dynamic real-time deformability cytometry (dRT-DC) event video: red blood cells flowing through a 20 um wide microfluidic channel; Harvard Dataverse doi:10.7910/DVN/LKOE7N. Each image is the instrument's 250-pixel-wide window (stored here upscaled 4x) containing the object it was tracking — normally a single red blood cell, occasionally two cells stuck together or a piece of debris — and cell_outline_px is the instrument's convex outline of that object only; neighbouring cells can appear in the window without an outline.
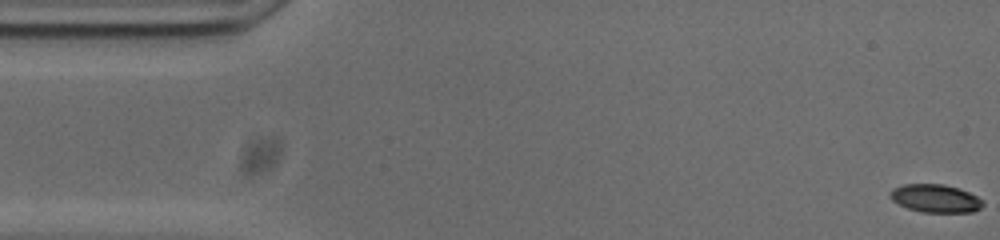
{"species": "common noctule bat (a hibernating species)", "species_latin": "Nyctalus noctula", "temperature_condition": "cold", "stored_images_in_passage": 54, "camera_frame_rate_fps": 3000, "um_per_image_px": 0.085, "animal": {"sex": "male", "body_mass_g": 20.0, "forearm_length_mm": 53.3}, "frame": {"image": 1, "passage_image": 1, "time_ms": 0.0, "image_size_px": [1000, 240], "cell_outline_px": [[984, 204], [980, 208], [972, 212], [920, 212], [908, 208], [892, 200], [888, 196], [888, 192], [892, 188], [904, 184], [944, 184], [968, 192], [984, 200]], "centroid_in_image_um": [79.48, 16.86], "position_along_channel_um": 5.5, "area_um2": 15.2}}
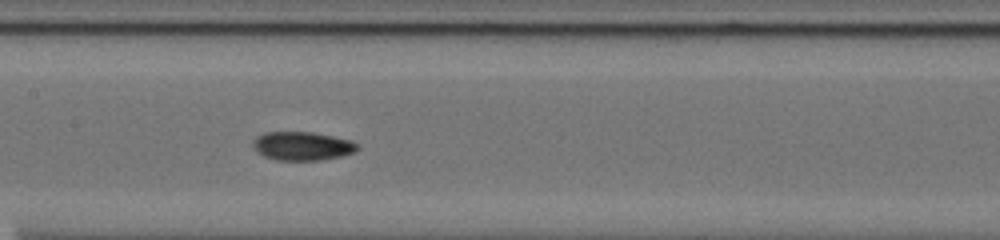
{"frame": {"image": 2, "passage_image": 25, "time_ms": 8.0, "image_size_px": [1000, 240], "cell_outline_px": [[360, 148], [356, 152], [344, 156], [320, 160], [276, 160], [264, 156], [256, 152], [252, 144], [252, 140], [256, 136], [264, 132], [312, 132], [352, 140], [360, 144]], "centroid_in_image_um": [25.72, 12.41], "position_along_channel_um": 181.7, "area_um2": 17.8}}
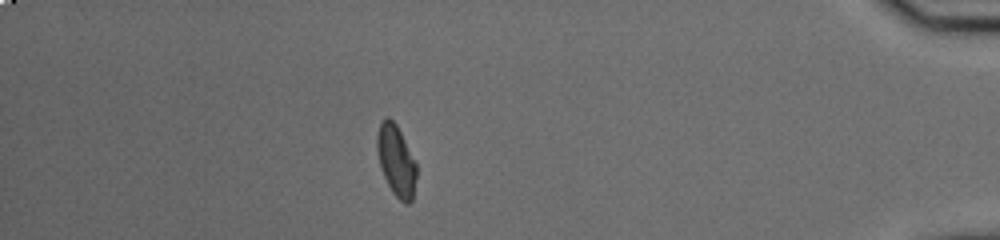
{"frame": {"image": 3, "passage_image": 47, "time_ms": 15.333, "image_size_px": [1000, 240], "cell_outline_px": [[416, 176], [412, 200], [408, 204], [404, 204], [392, 192], [380, 168], [376, 148], [376, 136], [380, 124], [388, 116], [396, 124], [416, 164]], "centroid_in_image_um": [33.65, 13.68], "position_along_channel_um": 401.5, "area_um2": 16.07}, "authors_computed_cell_mechanics": {"area_um2": 16.4441, "velocity_mm_per_s": 3.749, "shape_relaxation_time_tau1_ms": 8.0667, "shape_relaxation_time_tau2_ms": 2.3518, "deformation_change_tau1": 0.2134, "deformation_change_tau2": 0.0608}}